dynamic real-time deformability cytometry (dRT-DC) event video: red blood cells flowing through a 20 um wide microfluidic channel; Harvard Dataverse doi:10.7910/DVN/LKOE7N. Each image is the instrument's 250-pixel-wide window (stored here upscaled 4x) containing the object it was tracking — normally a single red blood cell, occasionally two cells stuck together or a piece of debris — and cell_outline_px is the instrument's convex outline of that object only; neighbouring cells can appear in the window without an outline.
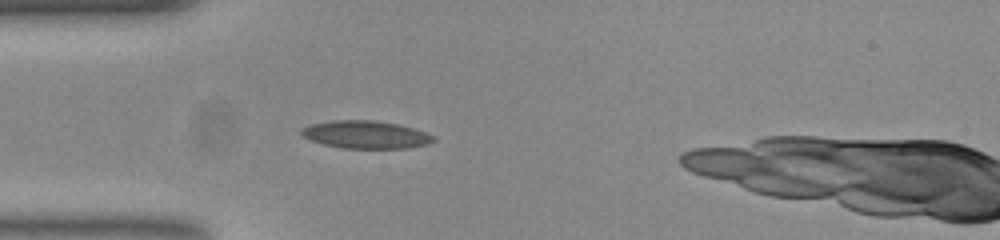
{"species": "common noctule bat (a hibernating species)", "species_latin": "Nyctalus noctula", "temperature_condition": "room temperature", "stored_images_in_passage": 39, "camera_frame_rate_fps": 3000, "um_per_image_px": 0.085, "animal": {"sex": "female", "body_mass_g": 23.0, "forearm_length_mm": 53.4}, "frame": {"image": 1, "passage_image": 6, "time_ms": 1.667, "image_size_px": [1000, 240], "cell_outline_px": [[436, 140], [428, 144], [408, 148], [344, 148], [324, 144], [312, 140], [304, 136], [300, 132], [300, 128], [308, 124], [332, 120], [372, 120], [400, 124], [436, 136]], "centroid_in_image_um": [31.09, 11.43], "position_along_channel_um": 53.9, "area_um2": 21.39}}
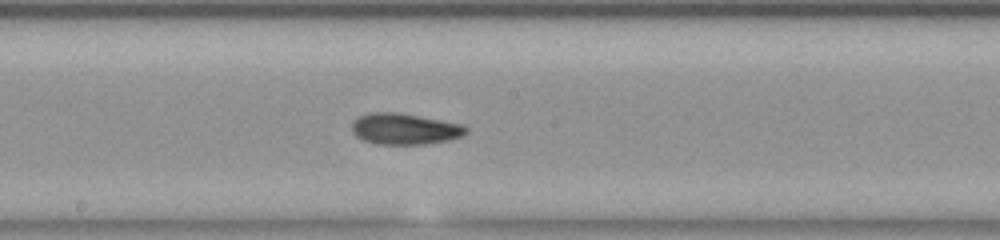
{"frame": {"image": 2, "passage_image": 19, "time_ms": 6.0, "image_size_px": [1000, 240], "cell_outline_px": [[468, 132], [460, 136], [448, 140], [424, 144], [380, 144], [364, 140], [356, 136], [352, 132], [352, 120], [360, 116], [372, 112], [396, 112], [440, 120], [460, 124], [468, 128]], "centroid_in_image_um": [34.36, 10.95], "position_along_channel_um": 213.8, "area_um2": 20.46}}
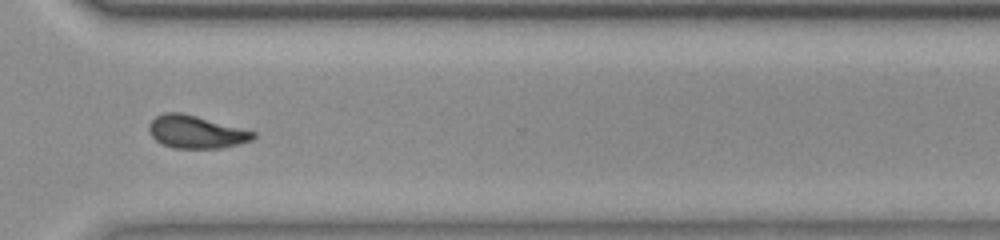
{"frame": {"image": 3, "passage_image": 30, "time_ms": 9.667, "image_size_px": [1000, 240], "cell_outline_px": [[256, 136], [252, 140], [236, 144], [216, 148], [176, 148], [164, 144], [156, 140], [152, 136], [148, 128], [148, 124], [156, 116], [164, 112], [180, 112], [196, 116], [256, 132]], "centroid_in_image_um": [16.64, 11.2], "position_along_channel_um": 354.0, "area_um2": 19.54}, "authors_computed_cell_mechanics": {"area_um2": 19.941, "velocity_mm_per_s": 3.8156, "shape_relaxation_time_tau1_ms": 4.5698, "shape_relaxation_time_tau2_ms": 2.2871, "deformation_change_tau1": 0.1535, "deformation_change_tau2": 0.0904}}